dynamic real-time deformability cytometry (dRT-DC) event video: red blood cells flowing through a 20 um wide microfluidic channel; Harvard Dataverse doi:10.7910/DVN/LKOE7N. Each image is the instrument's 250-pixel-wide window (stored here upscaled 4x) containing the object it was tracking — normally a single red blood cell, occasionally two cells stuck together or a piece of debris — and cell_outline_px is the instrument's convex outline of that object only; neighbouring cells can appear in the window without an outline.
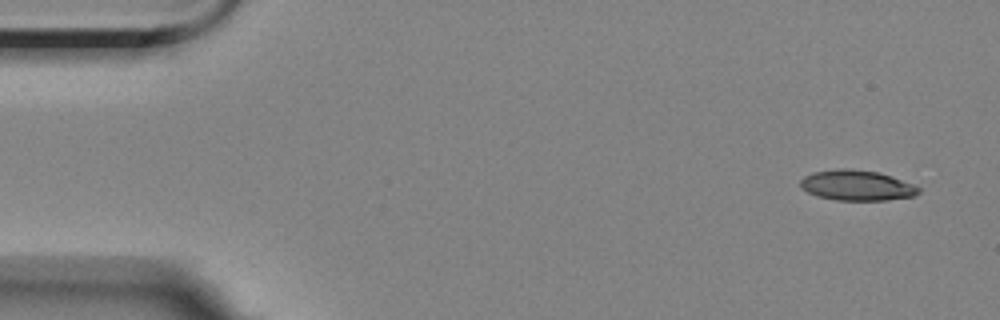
{"species": "Egyptian fruit bat (a non-hibernating species)", "species_latin": "Rousettus aegyptiacus", "temperature_condition": "room temperature", "stored_images_in_passage": 5, "camera_frame_rate_fps": 3000, "um_per_image_px": 0.085, "animal": {"sex": "female"}, "frame": {"image": 1, "passage_image": 1, "time_ms": 0.0, "image_size_px": [1000, 320], "cell_outline_px": [[920, 192], [916, 196], [888, 200], [836, 200], [816, 196], [800, 188], [800, 180], [804, 176], [812, 172], [840, 168], [852, 168], [880, 172], [892, 176], [912, 184], [920, 188]], "centroid_in_image_um": [72.82, 15.75], "position_along_channel_um": 12.2, "area_um2": 21.21}}
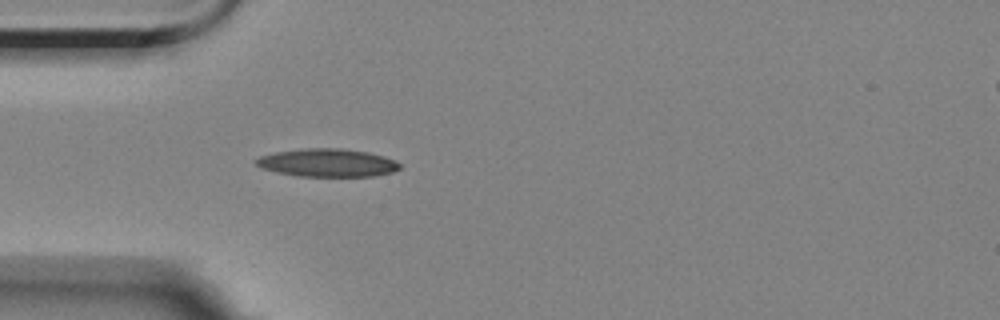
{"frame": {"image": 2, "passage_image": 5, "time_ms": 4.333, "image_size_px": [1000, 320], "cell_outline_px": [[400, 168], [392, 172], [372, 176], [300, 176], [276, 172], [264, 168], [256, 164], [256, 160], [260, 156], [276, 152], [300, 148], [340, 148], [368, 152], [384, 156], [396, 160], [400, 164]], "centroid_in_image_um": [27.86, 13.82], "position_along_channel_um": 57.1, "area_um2": 23.35}}